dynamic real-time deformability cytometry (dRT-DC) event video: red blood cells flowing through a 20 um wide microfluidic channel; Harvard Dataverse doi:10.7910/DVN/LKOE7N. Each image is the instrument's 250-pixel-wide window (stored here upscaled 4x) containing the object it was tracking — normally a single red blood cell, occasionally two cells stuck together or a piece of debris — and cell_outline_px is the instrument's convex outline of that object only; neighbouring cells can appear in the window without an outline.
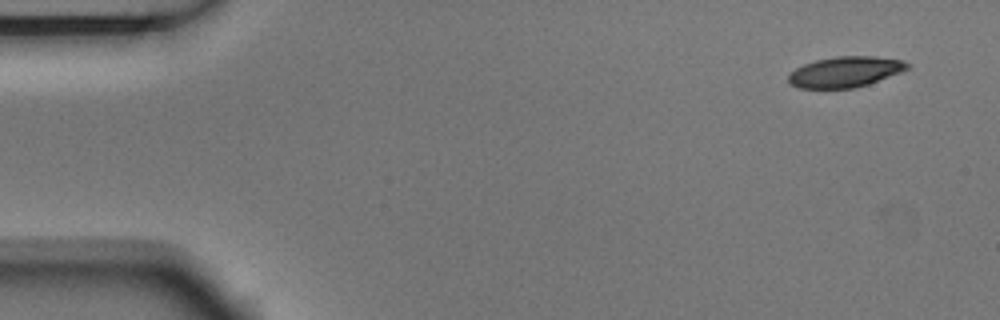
{"species": "Egyptian fruit bat (a non-hibernating species)", "species_latin": "Rousettus aegyptiacus", "temperature_condition": "room temperature", "stored_images_in_passage": 8, "camera_frame_rate_fps": 3000, "um_per_image_px": 0.085, "animal": {"sex": "male"}, "frame": {"image": 1, "passage_image": 1, "time_ms": 0.0, "image_size_px": [1000, 320], "cell_outline_px": [[912, 64], [908, 68], [900, 72], [868, 84], [856, 88], [796, 88], [788, 84], [788, 76], [796, 68], [804, 64], [816, 60], [836, 56], [872, 56], [904, 60]], "centroid_in_image_um": [71.83, 6.11], "position_along_channel_um": 13.2, "area_um2": 21.27}}
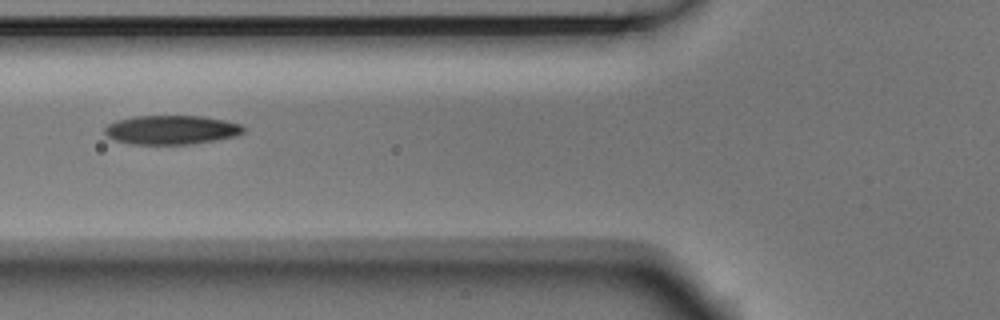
{"frame": {"image": 2, "passage_image": 5, "time_ms": 1.333, "image_size_px": [1000, 320], "cell_outline_px": [[244, 132], [236, 136], [188, 144], [132, 144], [116, 140], [108, 136], [104, 132], [104, 128], [108, 124], [116, 120], [132, 116], [200, 116], [224, 120], [240, 124], [244, 128]], "centroid_in_image_um": [14.53, 11.03], "position_along_channel_um": 111.3, "area_um2": 23.29}}
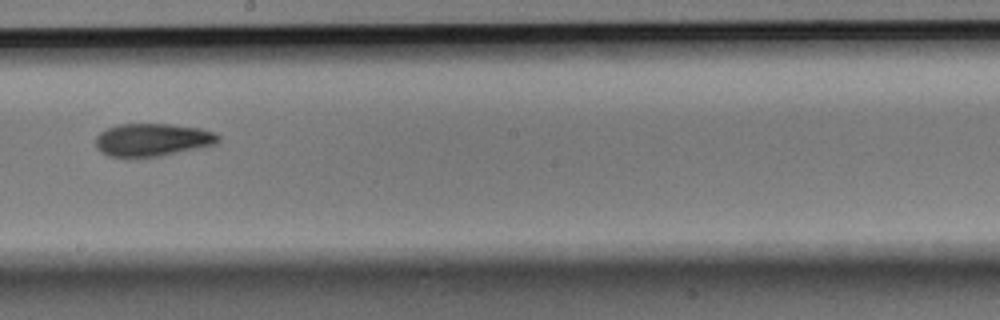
{"frame": {"image": 3, "passage_image": 8, "time_ms": 2.333, "image_size_px": [1000, 320], "cell_outline_px": [[220, 140], [216, 144], [156, 156], [108, 156], [100, 152], [96, 148], [96, 136], [100, 132], [108, 128], [120, 124], [172, 124], [200, 128], [212, 132], [220, 136]], "centroid_in_image_um": [12.94, 11.86], "position_along_channel_um": 235.3, "area_um2": 23.06}}